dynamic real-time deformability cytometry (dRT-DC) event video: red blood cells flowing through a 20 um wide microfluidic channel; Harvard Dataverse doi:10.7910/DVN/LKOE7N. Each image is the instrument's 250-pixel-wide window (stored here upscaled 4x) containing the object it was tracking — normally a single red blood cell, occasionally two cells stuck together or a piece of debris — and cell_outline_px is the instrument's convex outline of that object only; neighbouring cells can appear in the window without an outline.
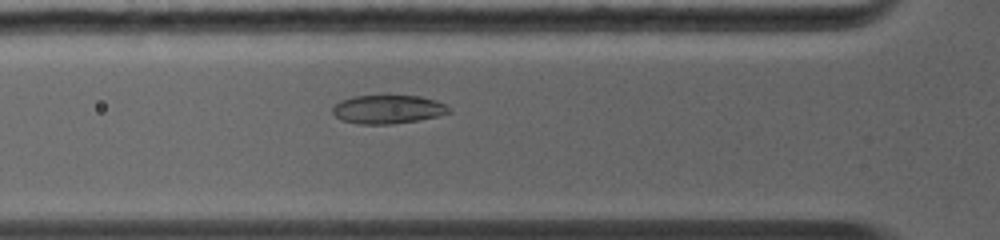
{"species": "common noctule bat (a hibernating species)", "species_latin": "Nyctalus noctula", "temperature_condition": "warm", "stored_images_in_passage": 68, "camera_frame_rate_fps": 5000, "um_per_image_px": 0.085, "animal": {"sex": "female", "body_mass_g": 19.0, "forearm_length_mm": 56.7}, "frame": {"image": 1, "passage_image": 6, "time_ms": 0.8, "image_size_px": [1000, 240], "cell_outline_px": [[452, 112], [436, 116], [416, 120], [392, 124], [360, 124], [340, 120], [332, 112], [332, 108], [340, 100], [352, 96], [420, 96], [436, 100], [444, 104]], "centroid_in_image_um": [32.93, 9.29], "position_along_channel_um": 92.9, "area_um2": 19.25}}
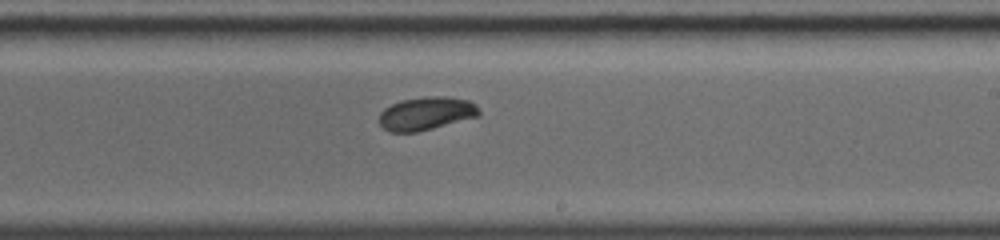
{"frame": {"image": 2, "passage_image": 31, "time_ms": 4.4, "image_size_px": [1000, 240], "cell_outline_px": [[480, 116], [416, 132], [388, 132], [380, 124], [380, 112], [384, 108], [400, 100], [428, 96], [444, 96], [468, 100], [476, 104], [480, 112]], "centroid_in_image_um": [36.23, 9.64], "position_along_channel_um": 252.8, "area_um2": 19.31}}
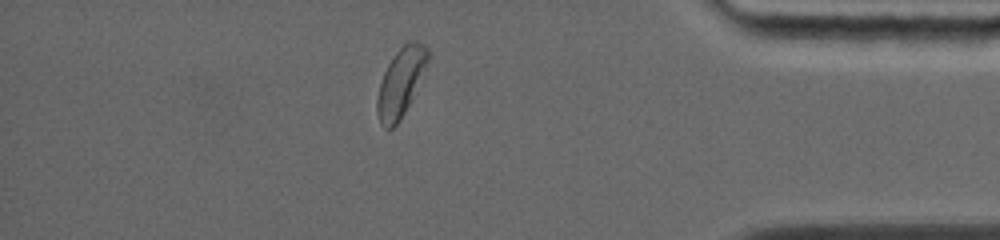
{"frame": {"image": 3, "passage_image": 59, "time_ms": 8.4, "image_size_px": [1000, 240], "cell_outline_px": [[428, 60], [408, 104], [400, 120], [392, 128], [384, 128], [380, 124], [376, 112], [376, 100], [380, 84], [384, 72], [388, 64], [396, 52], [408, 40], [424, 44], [428, 48]], "centroid_in_image_um": [34.02, 7.0], "position_along_channel_um": 401.2, "area_um2": 19.54}}